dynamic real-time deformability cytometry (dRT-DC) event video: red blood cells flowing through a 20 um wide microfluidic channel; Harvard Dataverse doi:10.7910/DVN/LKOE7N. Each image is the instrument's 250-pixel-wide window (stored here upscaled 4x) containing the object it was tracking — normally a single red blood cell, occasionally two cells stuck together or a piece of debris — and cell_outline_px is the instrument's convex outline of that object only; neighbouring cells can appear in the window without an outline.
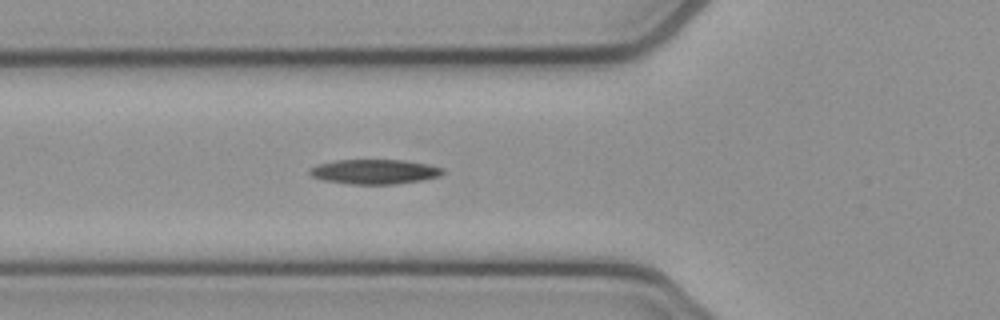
{"species": "common noctule bat (a hibernating species)", "species_latin": "Nyctalus noctula", "temperature_condition": "cold", "stored_images_in_passage": 37, "camera_frame_rate_fps": 3000, "um_per_image_px": 0.085, "animal": {"sex": "female", "body_mass_g": 21.9}, "frame": {"image": 1, "passage_image": 8, "time_ms": 2.333, "image_size_px": [1000, 320], "cell_outline_px": [[444, 172], [440, 176], [424, 180], [396, 184], [348, 184], [324, 180], [312, 176], [308, 172], [308, 168], [316, 164], [336, 160], [404, 160], [428, 164], [444, 168]], "centroid_in_image_um": [31.83, 14.59], "position_along_channel_um": 94.0, "area_um2": 19.36}}
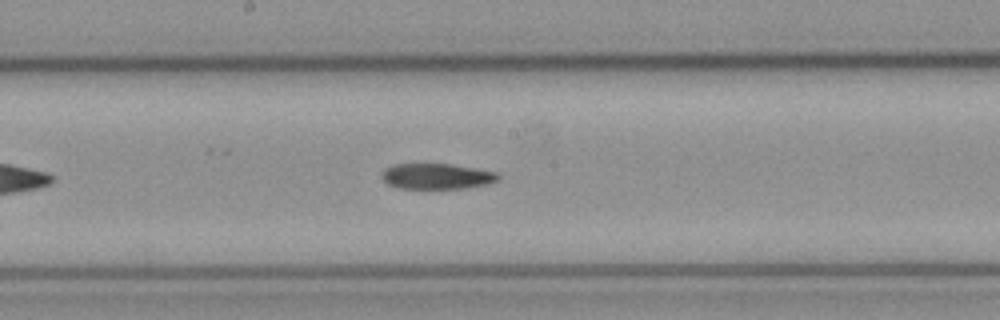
{"frame": {"image": 2, "passage_image": 17, "time_ms": 5.333, "image_size_px": [1000, 320], "cell_outline_px": [[500, 180], [488, 184], [468, 188], [400, 188], [388, 184], [380, 176], [380, 172], [384, 168], [392, 164], [452, 164], [496, 172], [500, 176]], "centroid_in_image_um": [37.11, 14.98], "position_along_channel_um": 211.1, "area_um2": 17.51}}
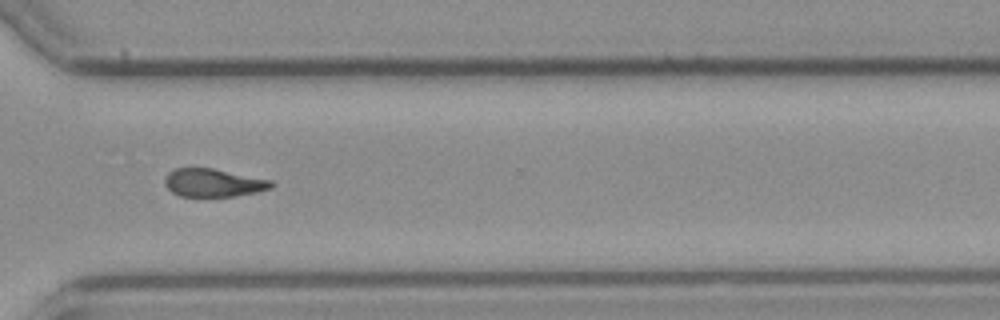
{"frame": {"image": 3, "passage_image": 28, "time_ms": 9.0, "image_size_px": [1000, 320], "cell_outline_px": [[276, 184], [272, 188], [256, 192], [232, 196], [180, 196], [172, 192], [164, 184], [164, 180], [168, 172], [176, 168], [212, 168], [272, 180]], "centroid_in_image_um": [18.14, 15.53], "position_along_channel_um": 352.5, "area_um2": 17.4}}